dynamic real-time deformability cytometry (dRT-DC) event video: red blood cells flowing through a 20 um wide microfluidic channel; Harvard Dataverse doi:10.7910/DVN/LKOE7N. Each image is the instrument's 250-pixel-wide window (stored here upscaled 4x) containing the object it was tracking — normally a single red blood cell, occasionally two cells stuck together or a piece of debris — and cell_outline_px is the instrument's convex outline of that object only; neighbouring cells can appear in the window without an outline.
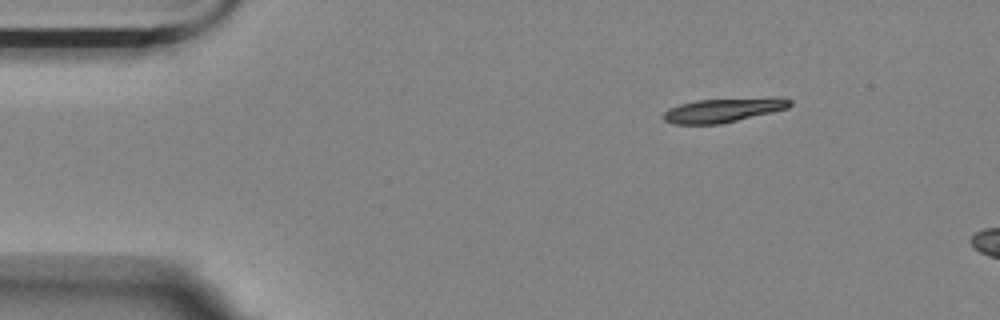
{"species": "Egyptian fruit bat (a non-hibernating species)", "species_latin": "Rousettus aegyptiacus", "temperature_condition": "room temperature", "stored_images_in_passage": 3, "camera_frame_rate_fps": 3000, "um_per_image_px": 0.085, "animal": {"sex": "female"}, "frame": {"image": 1, "passage_image": 1, "time_ms": 0.0, "image_size_px": [1000, 320], "cell_outline_px": [[792, 104], [788, 108], [772, 112], [720, 124], [672, 124], [664, 120], [664, 112], [668, 108], [680, 104], [696, 100], [792, 100]], "centroid_in_image_um": [61.3, 9.42], "position_along_channel_um": 23.7, "area_um2": 16.65}}